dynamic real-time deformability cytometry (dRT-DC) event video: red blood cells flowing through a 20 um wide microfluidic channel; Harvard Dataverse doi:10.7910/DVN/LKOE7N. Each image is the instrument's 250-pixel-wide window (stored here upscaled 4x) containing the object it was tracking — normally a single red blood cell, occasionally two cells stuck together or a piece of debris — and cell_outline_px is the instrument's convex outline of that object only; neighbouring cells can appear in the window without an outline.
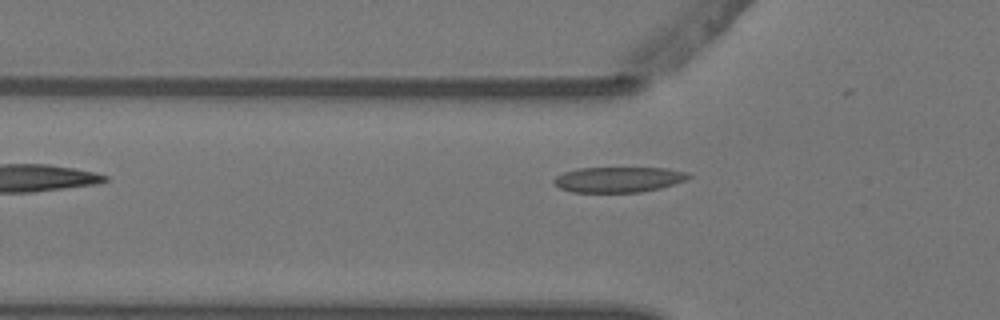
{"species": "Egyptian fruit bat (a non-hibernating species)", "species_latin": "Rousettus aegyptiacus", "temperature_condition": "warm", "stored_images_in_passage": 4, "camera_frame_rate_fps": 3000, "um_per_image_px": 0.085, "animal": {"sex": "female"}, "frame": {"image": 1, "passage_image": 4, "time_ms": 1.0, "image_size_px": [1000, 320], "cell_outline_px": [[692, 176], [684, 180], [660, 188], [640, 192], [572, 192], [560, 188], [552, 184], [552, 180], [556, 176], [564, 172], [580, 168], [664, 168], [688, 172]], "centroid_in_image_um": [52.53, 15.26], "position_along_channel_um": 73.3, "area_um2": 19.88}}